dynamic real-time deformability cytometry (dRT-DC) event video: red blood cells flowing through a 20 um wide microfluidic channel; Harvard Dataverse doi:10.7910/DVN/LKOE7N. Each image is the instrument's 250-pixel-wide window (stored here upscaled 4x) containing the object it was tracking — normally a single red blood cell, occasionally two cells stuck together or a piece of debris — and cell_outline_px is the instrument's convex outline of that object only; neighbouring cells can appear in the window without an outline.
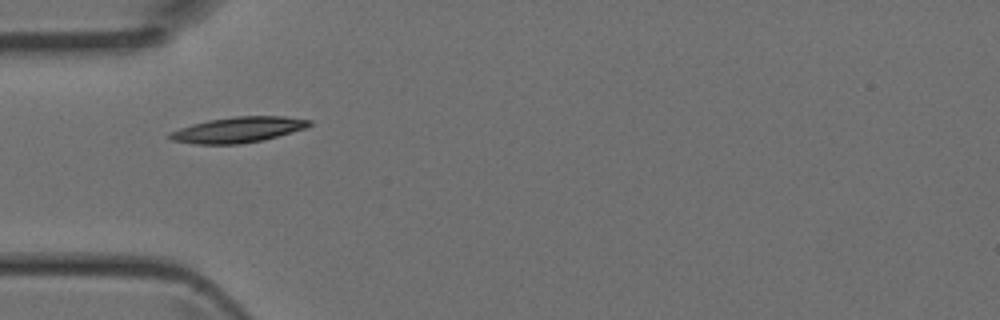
{"species": "Egyptian fruit bat (a non-hibernating species)", "species_latin": "Rousettus aegyptiacus", "temperature_condition": "room temperature", "stored_images_in_passage": 5, "camera_frame_rate_fps": 3000, "um_per_image_px": 0.085, "animal": {"sex": "female"}, "frame": {"image": 1, "passage_image": 4, "time_ms": 1.0, "image_size_px": [1000, 320], "cell_outline_px": [[312, 124], [304, 128], [264, 140], [240, 144], [196, 144], [172, 140], [168, 136], [168, 132], [192, 124], [208, 120], [236, 116], [284, 116], [312, 120]], "centroid_in_image_um": [20.23, 11.02], "position_along_channel_um": 64.8, "area_um2": 20.75}}
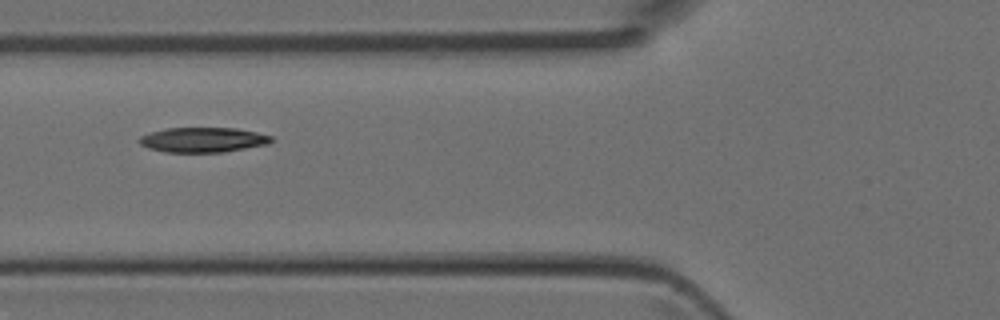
{"frame": {"image": 2, "passage_image": 5, "time_ms": 1.333, "image_size_px": [1000, 320], "cell_outline_px": [[272, 140], [268, 144], [224, 152], [164, 152], [148, 148], [140, 144], [136, 140], [140, 136], [152, 132], [168, 128], [236, 128], [256, 132], [272, 136]], "centroid_in_image_um": [17.23, 11.89], "position_along_channel_um": 108.6, "area_um2": 19.13}}